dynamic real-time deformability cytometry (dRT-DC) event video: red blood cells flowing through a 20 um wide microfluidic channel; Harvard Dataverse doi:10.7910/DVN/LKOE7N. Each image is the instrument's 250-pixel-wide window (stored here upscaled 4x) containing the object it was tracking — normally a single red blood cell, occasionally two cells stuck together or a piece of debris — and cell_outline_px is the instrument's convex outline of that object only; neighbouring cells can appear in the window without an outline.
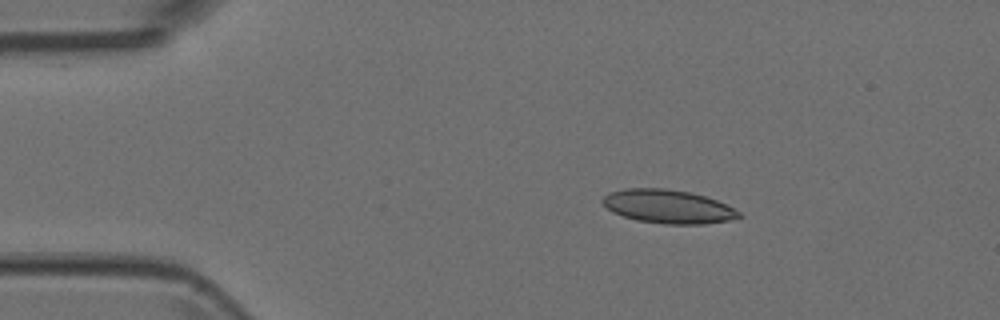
{"species": "Egyptian fruit bat (a non-hibernating species)", "species_latin": "Rousettus aegyptiacus", "temperature_condition": "room temperature", "stored_images_in_passage": 7, "camera_frame_rate_fps": 3000, "um_per_image_px": 0.085, "animal": {"sex": "female"}, "frame": {"image": 1, "passage_image": 3, "time_ms": 0.667, "image_size_px": [1000, 320], "cell_outline_px": [[744, 216], [728, 220], [704, 224], [664, 224], [636, 220], [612, 212], [600, 200], [608, 192], [624, 188], [664, 188], [688, 192], [704, 196], [716, 200], [740, 212]], "centroid_in_image_um": [56.75, 17.55], "position_along_channel_um": 28.3, "area_um2": 26.59}}
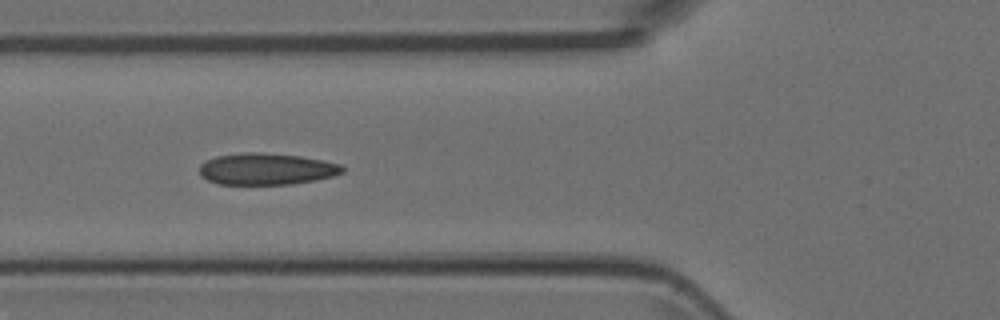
{"frame": {"image": 2, "passage_image": 6, "time_ms": 1.667, "image_size_px": [1000, 320], "cell_outline_px": [[344, 172], [332, 176], [316, 180], [292, 184], [220, 184], [208, 180], [200, 176], [200, 164], [216, 156], [240, 152], [260, 152], [300, 156], [324, 160], [344, 164]], "centroid_in_image_um": [22.68, 14.35], "position_along_channel_um": 103.1, "area_um2": 26.53}}
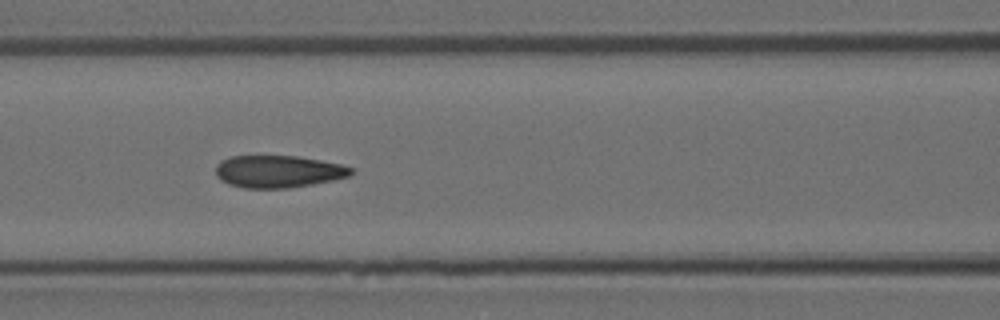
{"frame": {"image": 3, "passage_image": 7, "time_ms": 2.0, "image_size_px": [1000, 320], "cell_outline_px": [[352, 172], [348, 176], [332, 180], [312, 184], [288, 188], [244, 188], [228, 184], [220, 180], [216, 176], [216, 164], [220, 160], [232, 156], [296, 156], [320, 160], [340, 164], [352, 168]], "centroid_in_image_um": [23.59, 14.58], "position_along_channel_um": 143.0, "area_um2": 25.37}}